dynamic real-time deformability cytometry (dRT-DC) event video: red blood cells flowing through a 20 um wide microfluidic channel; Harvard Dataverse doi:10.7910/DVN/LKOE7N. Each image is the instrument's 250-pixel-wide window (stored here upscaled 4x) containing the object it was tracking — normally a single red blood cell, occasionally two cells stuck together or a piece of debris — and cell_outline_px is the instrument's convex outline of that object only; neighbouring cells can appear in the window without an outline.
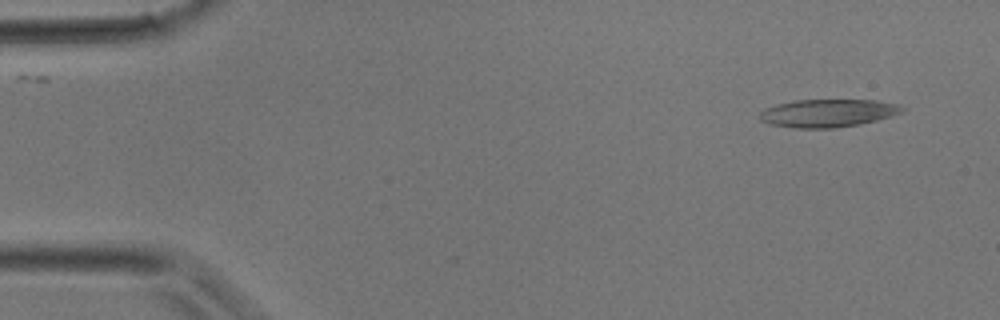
{"species": "common noctule bat (a hibernating species)", "species_latin": "Nyctalus noctula", "temperature_condition": "room temperature", "stored_images_in_passage": 35, "camera_frame_rate_fps": 3000, "um_per_image_px": 0.085, "animal": {"sex": "male", "body_mass_g": 17.9}, "frame": {"image": 1, "passage_image": 1, "time_ms": 0.0, "image_size_px": [1000, 320], "cell_outline_px": [[908, 108], [904, 112], [892, 116], [860, 124], [836, 128], [796, 128], [768, 124], [760, 120], [760, 112], [764, 108], [776, 104], [792, 100], [876, 100], [900, 104]], "centroid_in_image_um": [70.4, 9.61], "position_along_channel_um": 14.6, "area_um2": 23.52}}
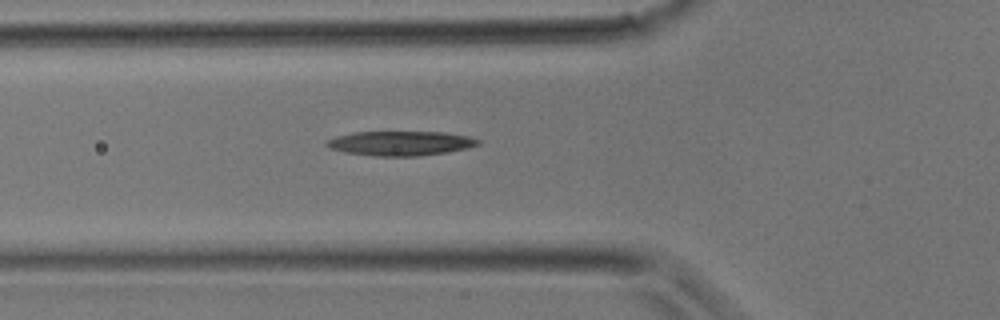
{"frame": {"image": 2, "passage_image": 11, "time_ms": 3.333, "image_size_px": [1000, 320], "cell_outline_px": [[480, 144], [468, 148], [448, 152], [416, 156], [376, 156], [344, 152], [328, 148], [324, 144], [324, 140], [336, 136], [356, 132], [444, 132], [468, 136], [480, 140]], "centroid_in_image_um": [34.01, 12.18], "position_along_channel_um": 91.8, "area_um2": 21.73}}
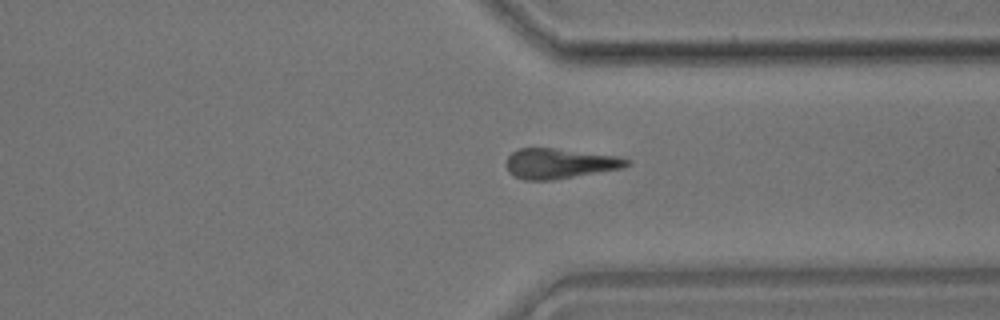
{"frame": {"image": 3, "passage_image": 26, "time_ms": 8.333, "image_size_px": [1000, 320], "cell_outline_px": [[632, 164], [624, 168], [552, 180], [524, 180], [512, 176], [508, 172], [504, 164], [508, 156], [512, 152], [520, 148], [556, 148], [620, 156], [632, 160]], "centroid_in_image_um": [47.58, 13.9], "position_along_channel_um": 363.8, "area_um2": 21.62}}